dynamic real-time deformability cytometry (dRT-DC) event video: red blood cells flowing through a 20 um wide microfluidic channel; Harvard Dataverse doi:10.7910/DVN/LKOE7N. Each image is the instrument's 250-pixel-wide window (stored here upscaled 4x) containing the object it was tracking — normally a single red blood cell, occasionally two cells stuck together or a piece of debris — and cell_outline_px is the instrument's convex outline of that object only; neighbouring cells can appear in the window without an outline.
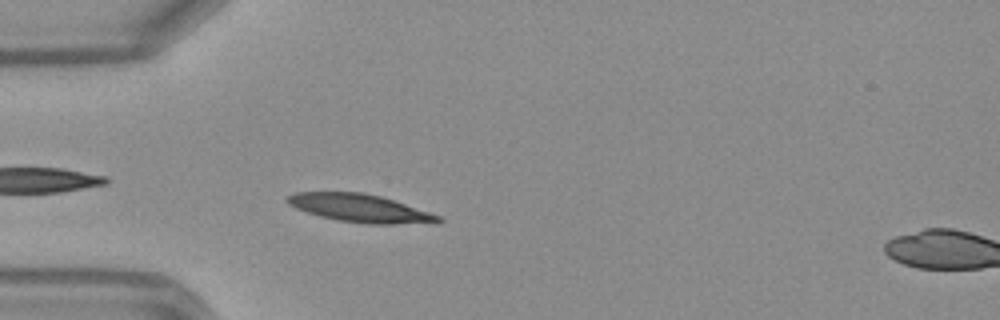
{"species": "Egyptian fruit bat (a non-hibernating species)", "species_latin": "Rousettus aegyptiacus", "temperature_condition": "warm", "stored_images_in_passage": 45, "camera_frame_rate_fps": 3000, "um_per_image_px": 0.085, "frame": {"image": 1, "passage_image": 10, "time_ms": 3.0, "image_size_px": [1000, 320], "cell_outline_px": [[444, 220], [392, 224], [368, 224], [336, 220], [320, 216], [296, 208], [288, 204], [284, 200], [284, 196], [296, 192], [364, 192], [380, 196], [432, 212], [440, 216]], "centroid_in_image_um": [30.51, 17.67], "position_along_channel_um": 54.5, "area_um2": 24.39}}
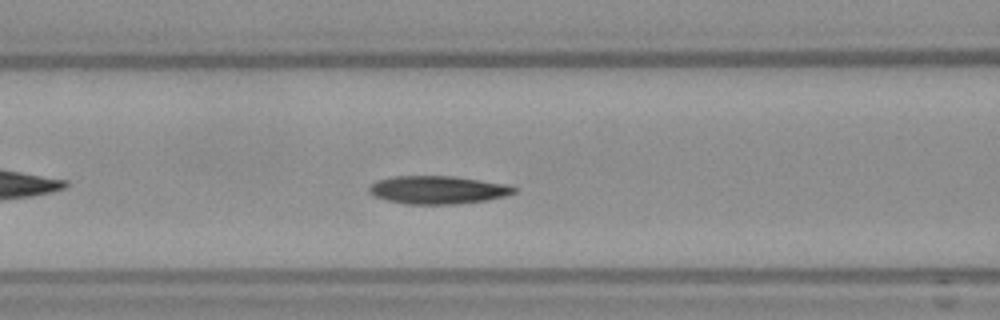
{"frame": {"image": 2, "passage_image": 16, "time_ms": 5.0, "image_size_px": [1000, 320], "cell_outline_px": [[516, 192], [504, 196], [488, 200], [456, 204], [404, 204], [388, 200], [376, 196], [368, 192], [368, 188], [376, 180], [392, 176], [456, 176], [508, 184], [516, 188]], "centroid_in_image_um": [37.22, 16.13], "position_along_channel_um": 129.4, "area_um2": 23.81}}
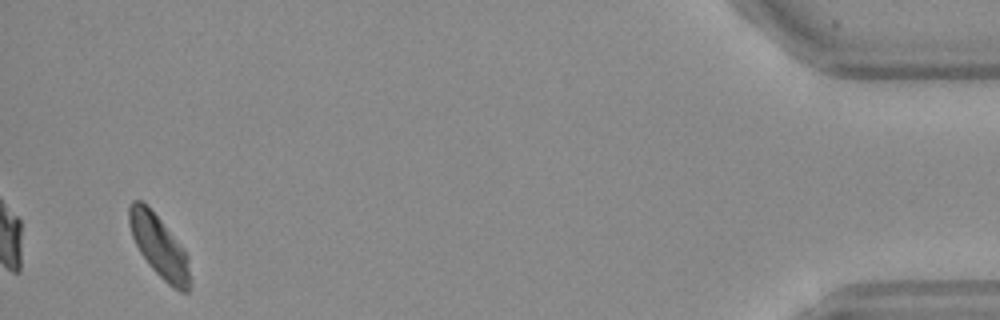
{"frame": {"image": 3, "passage_image": 43, "time_ms": 14.0, "image_size_px": [1000, 320], "cell_outline_px": [[188, 292], [180, 292], [172, 288], [148, 264], [140, 252], [132, 236], [128, 224], [128, 208], [132, 200], [140, 200], [160, 220], [184, 248], [188, 256]], "centroid_in_image_um": [13.49, 20.94], "position_along_channel_um": 421.7, "area_um2": 21.5}, "authors_computed_cell_mechanics": {"area_um2": 23.0044, "velocity_mm_per_s": 4.1245, "shape_relaxation_time_tau1_ms": 2.4149, "shape_relaxation_time_tau2_ms": 8.3927, "deformation_change_tau1": 0.1386, "deformation_change_tau2": 0.1153}}